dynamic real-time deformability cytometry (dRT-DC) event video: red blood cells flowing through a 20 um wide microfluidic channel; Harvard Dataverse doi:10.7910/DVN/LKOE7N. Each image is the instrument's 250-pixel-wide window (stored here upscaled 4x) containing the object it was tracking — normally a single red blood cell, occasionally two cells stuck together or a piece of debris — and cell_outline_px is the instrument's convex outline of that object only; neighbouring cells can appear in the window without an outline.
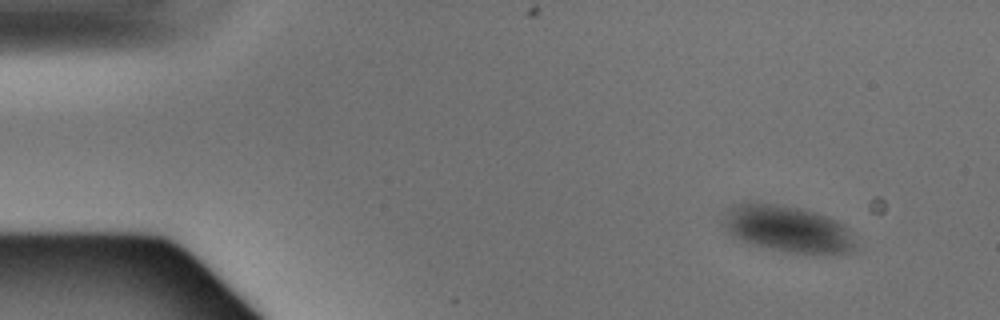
{"species": "Egyptian fruit bat (a non-hibernating species)", "species_latin": "Rousettus aegyptiacus", "temperature_condition": "warm", "stored_images_in_passage": 5, "camera_frame_rate_fps": 3000, "um_per_image_px": 0.085, "animal": {"sex": "male"}, "frame": {"image": 1, "passage_image": 1, "time_ms": 0.0, "image_size_px": [1000, 320], "cell_outline_px": [[860, 248], [856, 252], [832, 256], [804, 256], [784, 252], [768, 248], [740, 240], [728, 232], [720, 224], [720, 220], [724, 212], [732, 204], [776, 204], [796, 208], [812, 212], [836, 220], [848, 228], [860, 244]], "centroid_in_image_um": [67.06, 19.55], "position_along_channel_um": 17.9, "area_um2": 37.17}}
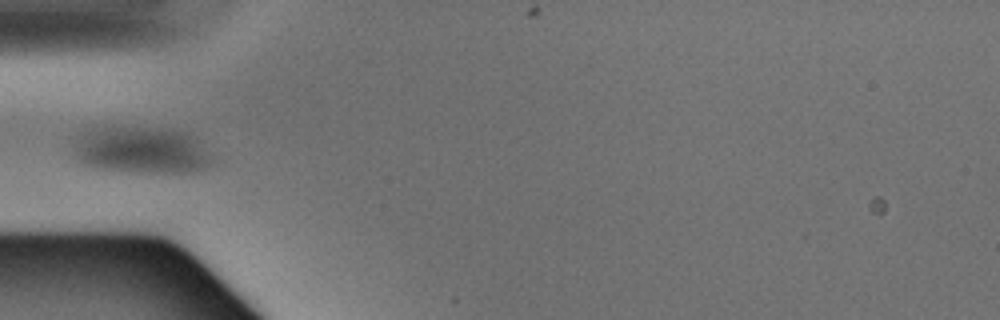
{"frame": {"image": 2, "passage_image": 4, "time_ms": 1.0, "image_size_px": [1000, 320], "cell_outline_px": [[216, 160], [212, 164], [204, 168], [192, 172], [120, 172], [92, 168], [80, 164], [76, 160], [76, 136], [92, 128], [104, 124], [120, 124], [172, 128], [196, 136], [212, 152]], "centroid_in_image_um": [12.04, 12.71], "position_along_channel_um": 73.0, "area_um2": 40.06}}
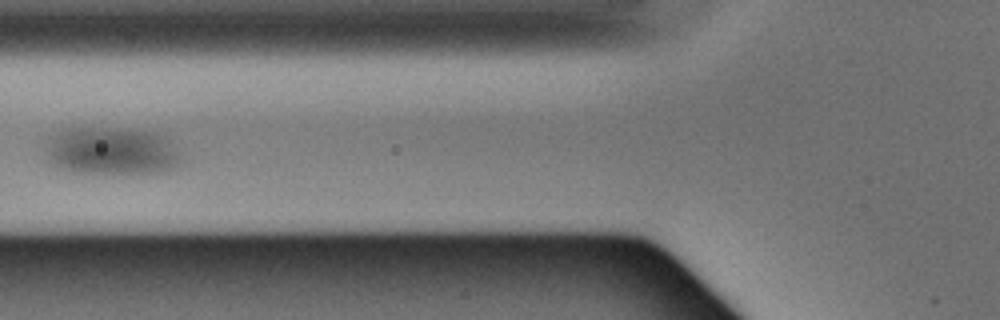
{"frame": {"image": 3, "passage_image": 5, "time_ms": 1.333, "image_size_px": [1000, 320], "cell_outline_px": [[184, 160], [172, 168], [164, 172], [136, 176], [72, 172], [56, 168], [44, 160], [52, 136], [56, 132], [64, 128], [128, 128], [156, 132], [168, 136]], "centroid_in_image_um": [9.53, 12.88], "position_along_channel_um": 116.3, "area_um2": 39.42}}